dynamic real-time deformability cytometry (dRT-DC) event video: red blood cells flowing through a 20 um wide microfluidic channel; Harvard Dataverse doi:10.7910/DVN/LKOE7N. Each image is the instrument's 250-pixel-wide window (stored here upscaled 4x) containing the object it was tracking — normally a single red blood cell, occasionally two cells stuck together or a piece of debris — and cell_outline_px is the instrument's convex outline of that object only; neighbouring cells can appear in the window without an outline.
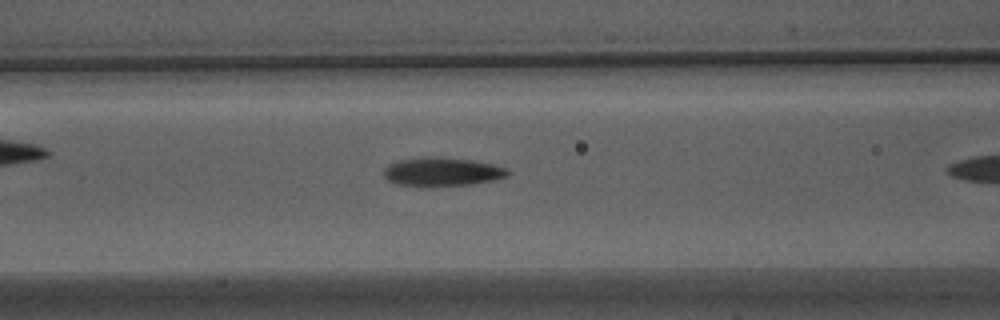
{"species": "Egyptian fruit bat (a non-hibernating species)", "species_latin": "Rousettus aegyptiacus", "temperature_condition": "warm", "stored_images_in_passage": 29, "camera_frame_rate_fps": 3000, "um_per_image_px": 0.085, "animal": {"sex": "male"}, "frame": {"image": 1, "passage_image": 9, "time_ms": 2.667, "image_size_px": [1000, 320], "cell_outline_px": [[508, 176], [492, 180], [472, 184], [428, 188], [396, 184], [388, 180], [384, 176], [384, 168], [388, 164], [396, 160], [428, 156], [436, 156], [468, 160], [492, 164], [504, 168], [508, 172]], "centroid_in_image_um": [37.48, 14.62], "position_along_channel_um": 129.1, "area_um2": 21.04}}
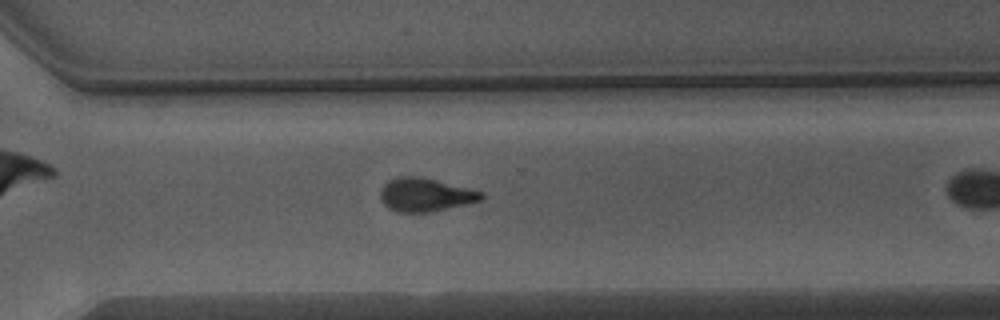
{"frame": {"image": 2, "passage_image": 25, "time_ms": 8.0, "image_size_px": [1000, 320], "cell_outline_px": [[484, 200], [432, 212], [400, 212], [388, 208], [384, 204], [380, 196], [380, 192], [384, 184], [388, 180], [400, 176], [420, 176], [484, 192]], "centroid_in_image_um": [36.17, 16.56], "position_along_channel_um": 334.4, "area_um2": 19.71}}